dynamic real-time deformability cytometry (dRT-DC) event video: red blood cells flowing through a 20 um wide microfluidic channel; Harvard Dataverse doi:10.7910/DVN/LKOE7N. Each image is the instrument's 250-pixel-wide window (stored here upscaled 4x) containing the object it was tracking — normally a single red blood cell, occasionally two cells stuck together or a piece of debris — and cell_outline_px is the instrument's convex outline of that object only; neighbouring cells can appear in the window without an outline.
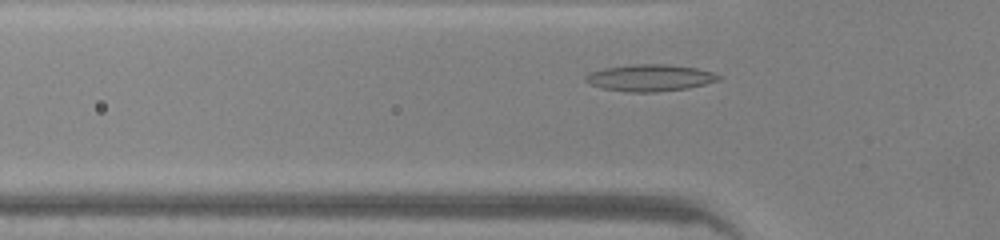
{"species": "common noctule bat (a hibernating species)", "species_latin": "Nyctalus noctula", "temperature_condition": "warm", "stored_images_in_passage": 31, "camera_frame_rate_fps": 3000, "um_per_image_px": 0.085, "animal": {"sex": "male", "body_mass_g": 20.0, "forearm_length_mm": 53.3}, "frame": {"image": 1, "passage_image": 7, "time_ms": 2.0, "image_size_px": [1000, 240], "cell_outline_px": [[724, 76], [720, 80], [688, 88], [656, 92], [628, 92], [604, 88], [588, 84], [584, 80], [584, 76], [588, 72], [604, 68], [632, 64], [664, 64], [696, 68], [712, 72]], "centroid_in_image_um": [55.23, 6.61], "position_along_channel_um": 70.6, "area_um2": 20.87}}
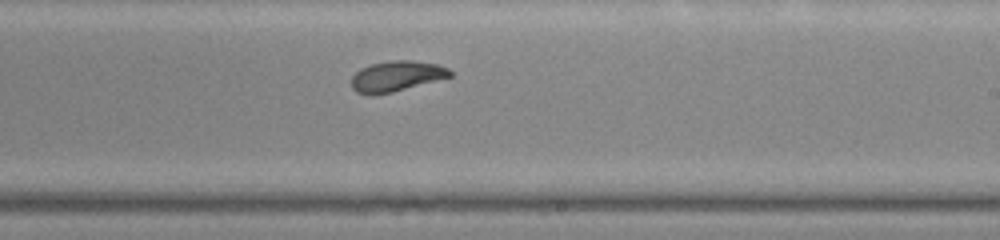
{"frame": {"image": 2, "passage_image": 20, "time_ms": 6.333, "image_size_px": [1000, 240], "cell_outline_px": [[452, 76], [392, 92], [372, 96], [368, 96], [356, 92], [352, 88], [352, 76], [360, 68], [372, 64], [392, 60], [412, 60], [436, 64], [448, 68], [452, 72]], "centroid_in_image_um": [33.66, 6.48], "position_along_channel_um": 255.3, "area_um2": 17.51}}
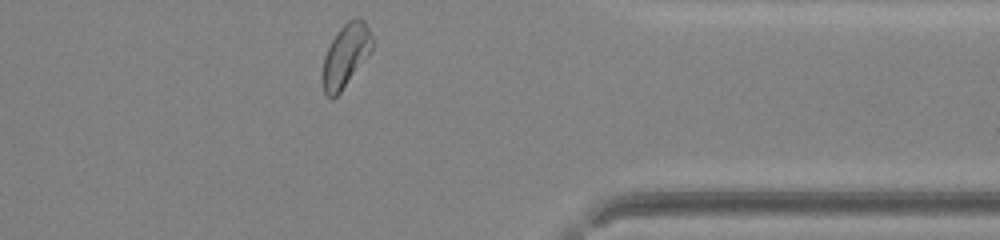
{"frame": {"image": 3, "passage_image": 30, "time_ms": 9.667, "image_size_px": [1000, 240], "cell_outline_px": [[372, 48], [340, 92], [332, 100], [324, 92], [324, 56], [336, 32], [348, 20], [364, 20], [372, 36]], "centroid_in_image_um": [29.38, 4.7], "position_along_channel_um": 382.0, "area_um2": 17.28}, "authors_computed_cell_mechanics": {"area_um2": 18.0914, "velocity_mm_per_s": 4.259, "shape_relaxation_time_tau1_ms": 5.328, "shape_relaxation_time_tau2_ms": 1.4904, "deformation_change_tau1": 0.1815, "deformation_change_tau2": 0.0737}}